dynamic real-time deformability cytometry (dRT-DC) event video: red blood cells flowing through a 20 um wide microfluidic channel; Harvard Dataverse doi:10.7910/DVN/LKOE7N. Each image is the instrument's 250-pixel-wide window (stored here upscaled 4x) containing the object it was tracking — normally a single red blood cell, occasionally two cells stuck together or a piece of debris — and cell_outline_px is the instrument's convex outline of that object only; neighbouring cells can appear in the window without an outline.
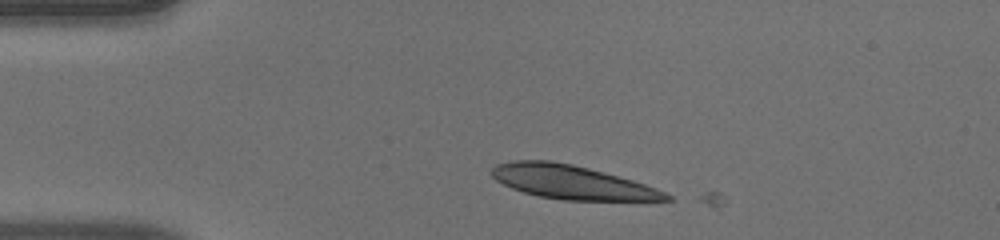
{"species": "human", "species_latin": "Homo sapiens", "temperature_condition": "warm", "stored_images_in_passage": 6, "camera_frame_rate_fps": 3000, "um_per_image_px": 0.085, "donor": {"sex": "male"}, "frame": {"image": 1, "passage_image": 2, "time_ms": 0.333, "image_size_px": [1000, 240], "cell_outline_px": [[672, 200], [564, 200], [540, 196], [524, 192], [512, 188], [496, 180], [488, 172], [496, 164], [516, 160], [552, 160], [572, 164], [604, 172], [632, 180], [656, 188], [672, 196]], "centroid_in_image_um": [48.56, 15.47], "position_along_channel_um": 36.4, "area_um2": 34.04}}